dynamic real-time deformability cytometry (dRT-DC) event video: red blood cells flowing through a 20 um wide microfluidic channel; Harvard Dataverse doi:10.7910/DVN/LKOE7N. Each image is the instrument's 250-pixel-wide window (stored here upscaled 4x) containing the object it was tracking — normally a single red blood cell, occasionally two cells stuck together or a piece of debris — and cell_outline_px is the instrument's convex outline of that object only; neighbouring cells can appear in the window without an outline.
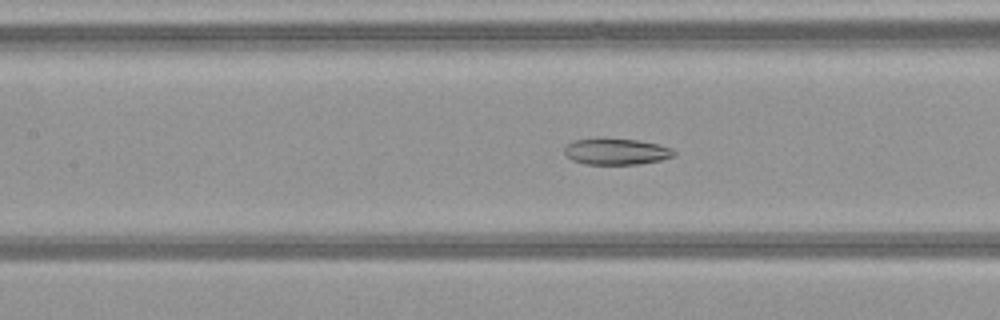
{"species": "common noctule bat (a hibernating species)", "species_latin": "Nyctalus noctula", "temperature_condition": "warm", "stored_images_in_passage": 44, "camera_frame_rate_fps": 3000, "um_per_image_px": 0.085, "animal": {"sex": "female", "body_mass_g": 21.9}, "frame": {"image": 1, "passage_image": 17, "time_ms": 5.333, "image_size_px": [1000, 320], "cell_outline_px": [[676, 156], [660, 160], [640, 164], [584, 164], [572, 160], [564, 152], [564, 148], [568, 144], [576, 140], [596, 136], [604, 136], [636, 140], [656, 144], [672, 148], [676, 152]], "centroid_in_image_um": [52.37, 12.85], "position_along_channel_um": 155.0, "area_um2": 17.22}}
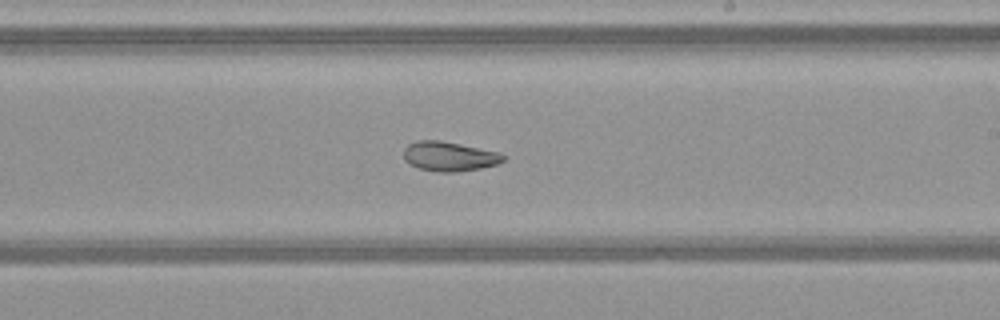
{"frame": {"image": 2, "passage_image": 24, "time_ms": 7.667, "image_size_px": [1000, 320], "cell_outline_px": [[504, 160], [496, 164], [480, 168], [456, 172], [440, 172], [420, 168], [408, 164], [404, 160], [404, 148], [408, 144], [416, 140], [440, 140], [500, 152], [504, 156]], "centroid_in_image_um": [38.15, 13.28], "position_along_channel_um": 250.8, "area_um2": 17.11}}
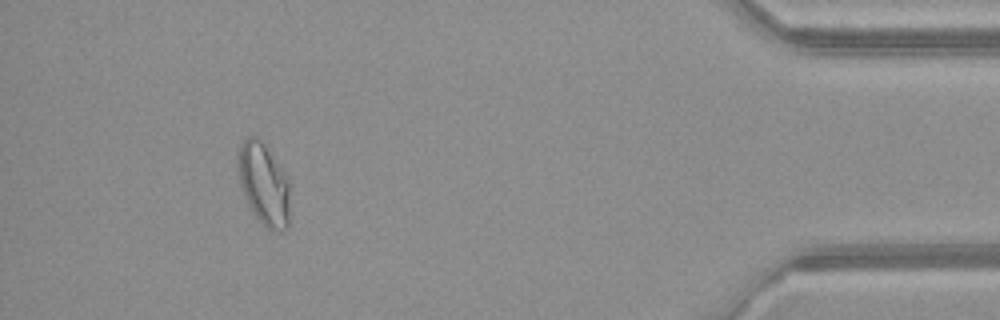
{"frame": {"image": 3, "passage_image": 40, "time_ms": 13.0, "image_size_px": [1000, 320], "cell_outline_px": [[288, 228], [276, 232], [272, 232], [256, 216], [248, 204], [244, 196], [240, 184], [236, 168], [236, 152], [240, 144], [248, 136], [256, 136], [264, 140], [288, 180]], "centroid_in_image_um": [22.37, 15.57], "position_along_channel_um": 412.8, "area_um2": 25.09}, "authors_computed_cell_mechanics": {"area_um2": 20.6635, "velocity_mm_per_s": 4.1135, "shape_relaxation_time_tau1_ms": null, "shape_relaxation_time_tau2_ms": 2.4244, "deformation_change_tau1": null, "deformation_change_tau2": 0.075}}